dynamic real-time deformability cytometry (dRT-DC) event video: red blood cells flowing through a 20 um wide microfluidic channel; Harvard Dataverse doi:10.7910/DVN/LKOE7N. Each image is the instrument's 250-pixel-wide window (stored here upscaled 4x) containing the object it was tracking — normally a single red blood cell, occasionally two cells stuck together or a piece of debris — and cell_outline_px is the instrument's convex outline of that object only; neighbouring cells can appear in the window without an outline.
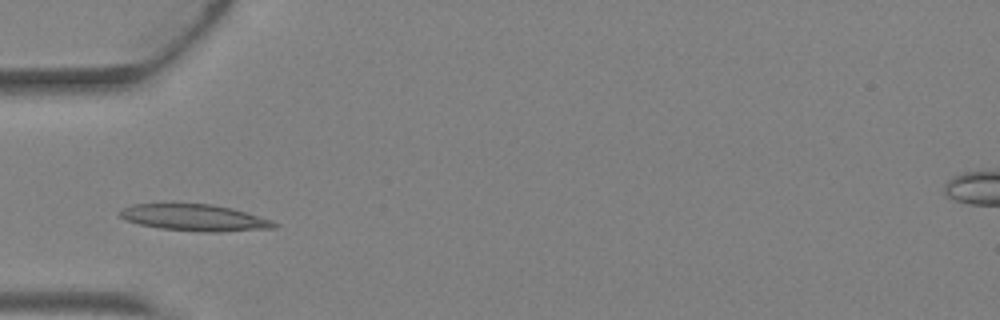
{"species": "Egyptian fruit bat (a non-hibernating species)", "species_latin": "Rousettus aegyptiacus", "temperature_condition": "warm", "stored_images_in_passage": 3, "camera_frame_rate_fps": 3000, "um_per_image_px": 0.085, "animal": {"sex": "female"}, "frame": {"image": 1, "passage_image": 2, "time_ms": 0.333, "image_size_px": [1000, 320], "cell_outline_px": [[280, 224], [276, 228], [216, 232], [204, 232], [160, 228], [140, 224], [124, 220], [116, 212], [132, 204], [212, 204], [232, 208], [272, 220]], "centroid_in_image_um": [16.55, 18.5], "position_along_channel_um": 68.5, "area_um2": 23.87}}
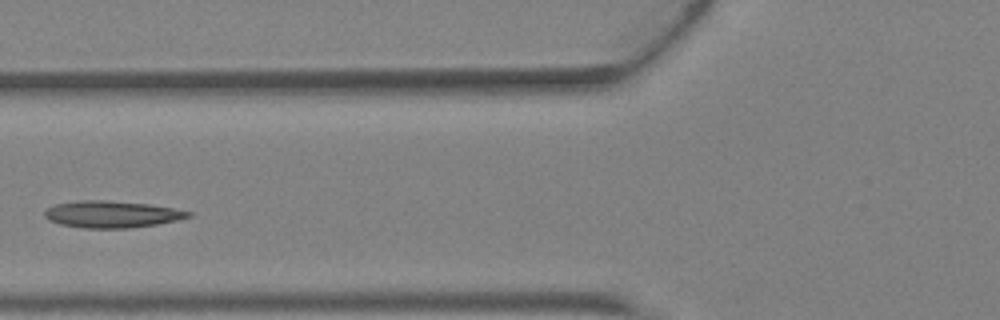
{"frame": {"image": 2, "passage_image": 3, "time_ms": 0.667, "image_size_px": [1000, 320], "cell_outline_px": [[192, 216], [176, 220], [156, 224], [128, 228], [84, 228], [60, 224], [48, 220], [44, 216], [44, 212], [48, 208], [56, 204], [76, 200], [104, 200], [148, 204], [176, 208], [192, 212]], "centroid_in_image_um": [9.49, 18.21], "position_along_channel_um": 116.3, "area_um2": 22.43}}